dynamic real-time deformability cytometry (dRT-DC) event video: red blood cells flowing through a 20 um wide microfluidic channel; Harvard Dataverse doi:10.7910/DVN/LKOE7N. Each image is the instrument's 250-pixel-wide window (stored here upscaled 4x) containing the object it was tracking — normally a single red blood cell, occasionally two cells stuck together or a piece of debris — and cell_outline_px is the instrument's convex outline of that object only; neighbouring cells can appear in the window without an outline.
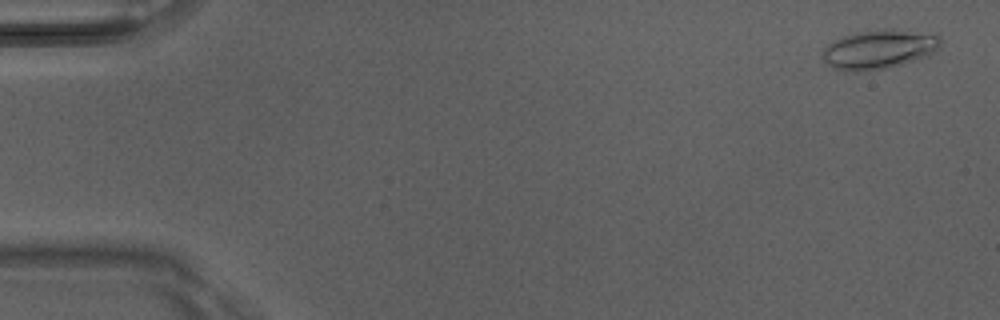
{"species": "Egyptian fruit bat (a non-hibernating species)", "species_latin": "Rousettus aegyptiacus", "temperature_condition": "room temperature", "stored_images_in_passage": 3, "camera_frame_rate_fps": 3000, "um_per_image_px": 0.085, "animal": {"sex": "male"}, "frame": {"image": 1, "passage_image": 1, "time_ms": 0.0, "image_size_px": [1000, 320], "cell_outline_px": [[940, 48], [936, 52], [928, 56], [904, 64], [888, 68], [852, 72], [844, 72], [832, 68], [824, 60], [820, 52], [832, 40], [856, 32], [884, 28], [892, 28], [936, 32], [940, 36]], "centroid_in_image_um": [74.76, 4.17], "position_along_channel_um": 10.2, "area_um2": 27.92}}